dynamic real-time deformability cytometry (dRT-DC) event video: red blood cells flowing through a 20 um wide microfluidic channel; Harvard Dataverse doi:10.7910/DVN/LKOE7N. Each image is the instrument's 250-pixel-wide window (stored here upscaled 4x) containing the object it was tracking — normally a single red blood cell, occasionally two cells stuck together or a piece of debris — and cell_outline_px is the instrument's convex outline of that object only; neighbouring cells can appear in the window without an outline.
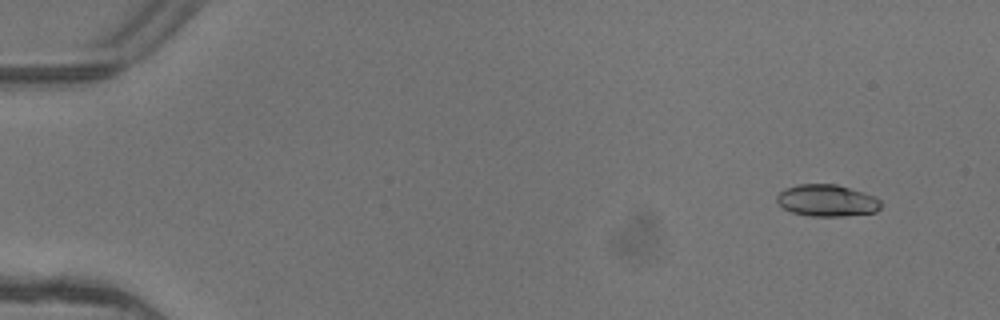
{"species": "common noctule bat (a hibernating species)", "species_latin": "Nyctalus noctula", "temperature_condition": "warm", "stored_images_in_passage": 5, "camera_frame_rate_fps": 3000, "um_per_image_px": 0.085, "animal": {"sex": "female"}, "frame": {"image": 1, "passage_image": 2, "time_ms": 0.333, "image_size_px": [1000, 320], "cell_outline_px": [[880, 208], [876, 212], [844, 216], [812, 216], [792, 212], [784, 208], [776, 200], [776, 196], [784, 188], [800, 184], [836, 184], [864, 192], [876, 196], [880, 200]], "centroid_in_image_um": [70.31, 17.04], "position_along_channel_um": 14.7, "area_um2": 19.31}}
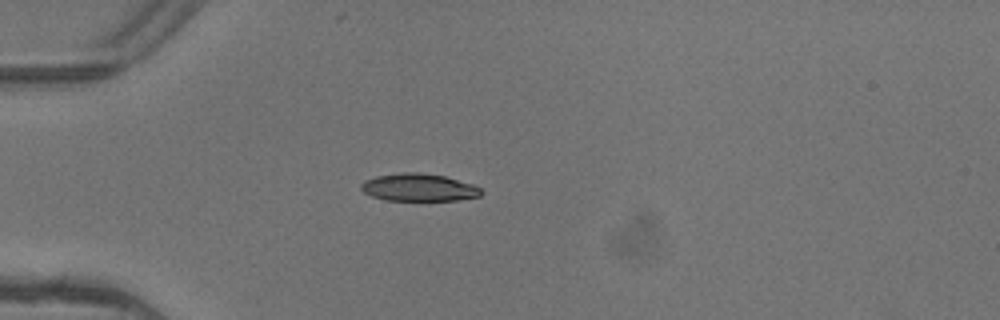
{"frame": {"image": 2, "passage_image": 5, "time_ms": 1.333, "image_size_px": [1000, 320], "cell_outline_px": [[484, 192], [480, 196], [456, 200], [384, 200], [372, 196], [364, 192], [360, 188], [360, 184], [364, 180], [376, 176], [404, 172], [416, 172], [444, 176], [472, 184], [480, 188]], "centroid_in_image_um": [35.58, 15.93], "position_along_channel_um": 49.4, "area_um2": 19.19}}